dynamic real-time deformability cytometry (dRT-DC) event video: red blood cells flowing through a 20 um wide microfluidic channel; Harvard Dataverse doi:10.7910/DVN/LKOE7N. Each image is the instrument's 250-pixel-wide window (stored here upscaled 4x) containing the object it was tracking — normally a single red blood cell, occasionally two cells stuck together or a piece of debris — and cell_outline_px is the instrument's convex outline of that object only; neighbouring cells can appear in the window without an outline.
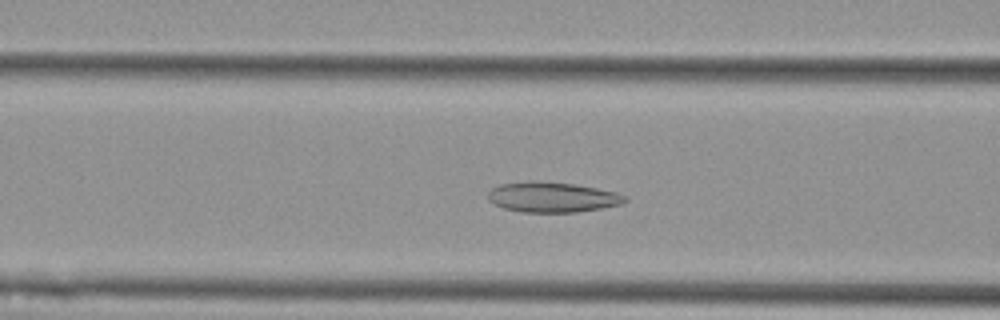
{"species": "Egyptian fruit bat (a non-hibernating species)", "species_latin": "Rousettus aegyptiacus", "temperature_condition": "cold", "stored_images_in_passage": 50, "camera_frame_rate_fps": 3000, "um_per_image_px": 0.085, "animal": {"sex": "female"}, "frame": {"image": 1, "passage_image": 16, "time_ms": 5.0, "image_size_px": [1000, 320], "cell_outline_px": [[628, 200], [620, 204], [600, 208], [576, 212], [524, 212], [504, 208], [492, 204], [488, 200], [488, 192], [492, 188], [500, 184], [532, 180], [572, 184], [596, 188], [616, 192], [628, 196]], "centroid_in_image_um": [46.92, 16.75], "position_along_channel_um": 119.7, "area_um2": 24.1}}
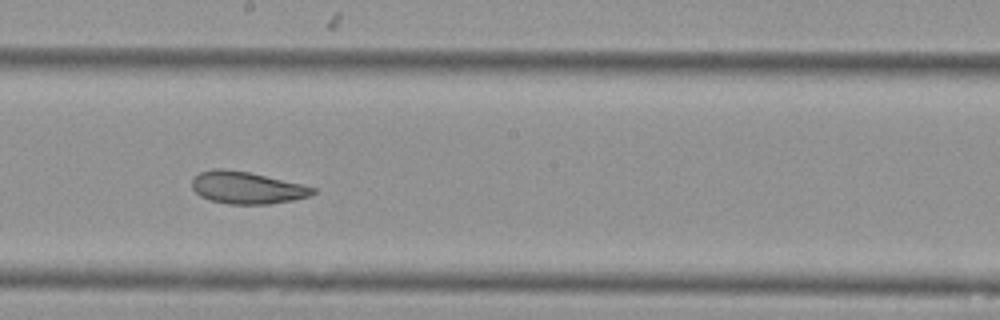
{"frame": {"image": 2, "passage_image": 25, "time_ms": 8.0, "image_size_px": [1000, 320], "cell_outline_px": [[316, 192], [312, 196], [292, 200], [268, 204], [228, 204], [208, 200], [200, 196], [192, 188], [192, 180], [200, 172], [212, 168], [220, 168], [248, 172], [300, 184], [316, 188]], "centroid_in_image_um": [20.96, 15.96], "position_along_channel_um": 227.2, "area_um2": 22.54}}
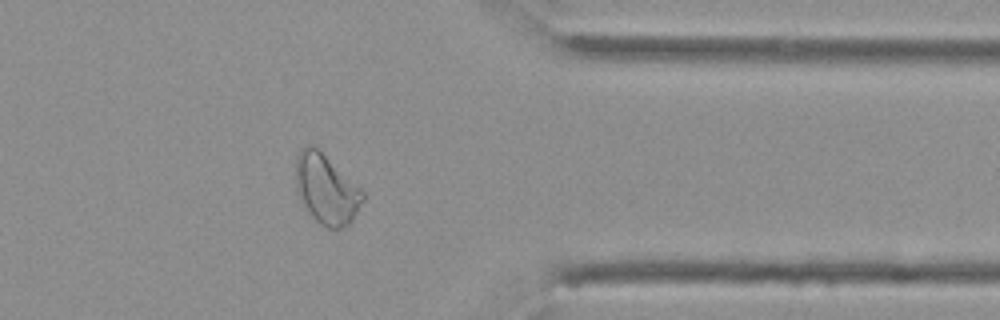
{"frame": {"image": 3, "passage_image": 39, "time_ms": 12.667, "image_size_px": [1000, 320], "cell_outline_px": [[364, 200], [352, 220], [348, 224], [340, 228], [328, 228], [320, 224], [312, 216], [300, 200], [296, 188], [296, 156], [300, 148], [308, 144], [312, 144], [360, 188], [364, 192]], "centroid_in_image_um": [27.71, 16.08], "position_along_channel_um": 383.7, "area_um2": 26.82}, "authors_computed_cell_mechanics": {"area_um2": 26.7614, "velocity_mm_per_s": 3.5954, "shape_relaxation_time_tau1_ms": null, "shape_relaxation_time_tau2_ms": 2.7148, "deformation_change_tau1": null, "deformation_change_tau2": 0.0858}}